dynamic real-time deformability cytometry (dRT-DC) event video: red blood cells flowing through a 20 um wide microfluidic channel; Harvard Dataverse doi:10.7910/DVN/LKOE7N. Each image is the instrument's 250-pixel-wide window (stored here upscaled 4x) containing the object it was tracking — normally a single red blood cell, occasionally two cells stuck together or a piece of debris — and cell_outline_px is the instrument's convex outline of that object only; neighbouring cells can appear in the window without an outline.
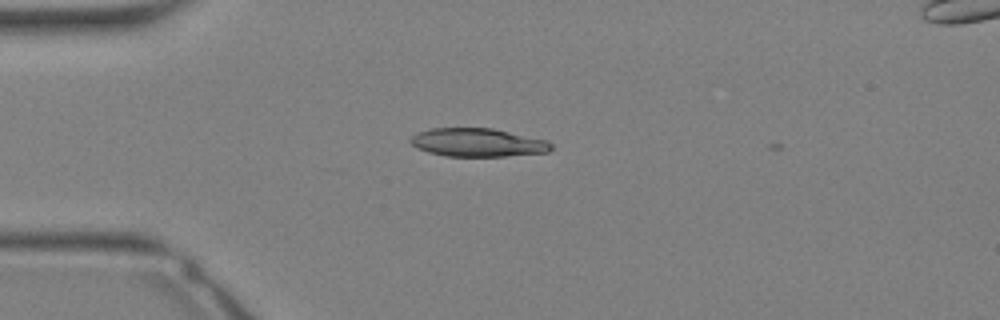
{"species": "Egyptian fruit bat (a non-hibernating species)", "species_latin": "Rousettus aegyptiacus", "temperature_condition": "warm", "stored_images_in_passage": 2, "camera_frame_rate_fps": 3000, "um_per_image_px": 0.085, "animal": {"sex": "female"}, "frame": {"image": 1, "passage_image": 1, "time_ms": 0.0, "image_size_px": [1000, 320], "cell_outline_px": [[552, 148], [548, 152], [504, 156], [448, 156], [428, 152], [416, 148], [408, 140], [412, 136], [420, 132], [432, 128], [492, 128], [548, 140], [552, 144]], "centroid_in_image_um": [40.61, 12.11], "position_along_channel_um": 44.4, "area_um2": 23.18}}